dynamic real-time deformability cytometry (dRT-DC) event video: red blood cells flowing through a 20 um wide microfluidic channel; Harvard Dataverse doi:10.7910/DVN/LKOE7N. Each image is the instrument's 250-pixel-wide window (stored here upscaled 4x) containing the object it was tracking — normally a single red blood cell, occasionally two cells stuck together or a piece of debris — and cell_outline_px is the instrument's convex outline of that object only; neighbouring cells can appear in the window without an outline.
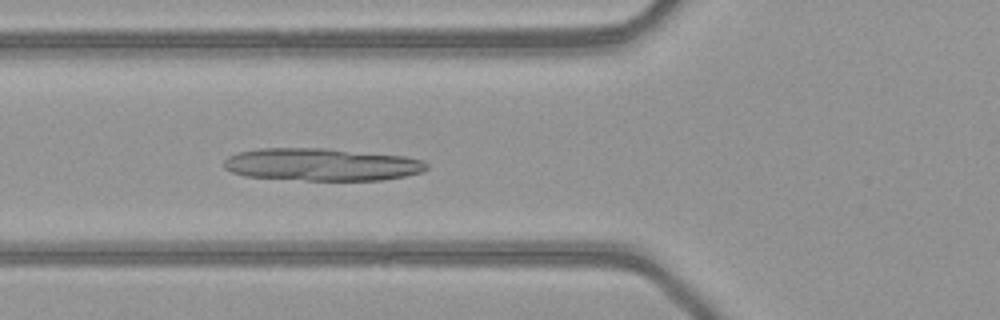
{"species": "common noctule bat (a hibernating species)", "species_latin": "Nyctalus noctula", "temperature_condition": "warm", "stored_images_in_passage": 40, "camera_frame_rate_fps": 3000, "um_per_image_px": 0.085, "animal": {"sex": "female", "body_mass_g": 21.9}, "frame": {"image": 1, "passage_image": 9, "time_ms": 2.667, "image_size_px": [1000, 320], "cell_outline_px": [[428, 168], [420, 172], [404, 176], [380, 180], [304, 180], [244, 176], [232, 172], [224, 168], [224, 160], [228, 156], [240, 152], [260, 148], [324, 148], [404, 156], [420, 160], [428, 164]], "centroid_in_image_um": [27.3, 13.98], "position_along_channel_um": 98.5, "area_um2": 38.21}}
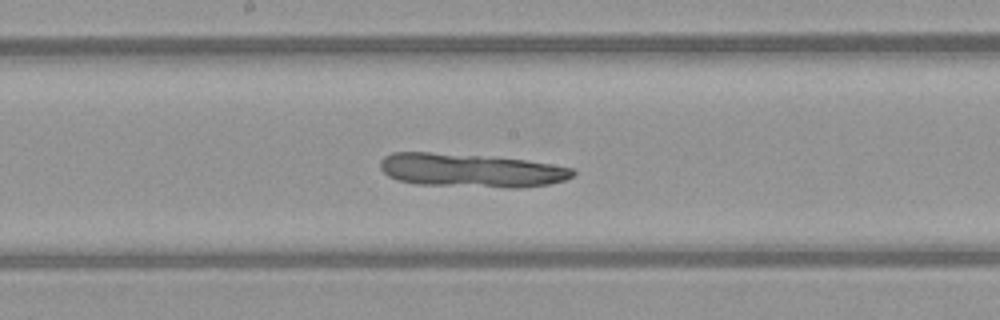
{"frame": {"image": 2, "passage_image": 17, "time_ms": 5.333, "image_size_px": [1000, 320], "cell_outline_px": [[576, 172], [572, 176], [564, 180], [548, 184], [520, 188], [504, 188], [416, 184], [396, 180], [388, 176], [380, 168], [380, 160], [384, 156], [392, 152], [428, 152], [480, 156], [524, 160], [572, 168]], "centroid_in_image_um": [39.97, 14.49], "position_along_channel_um": 208.2, "area_um2": 37.63}}
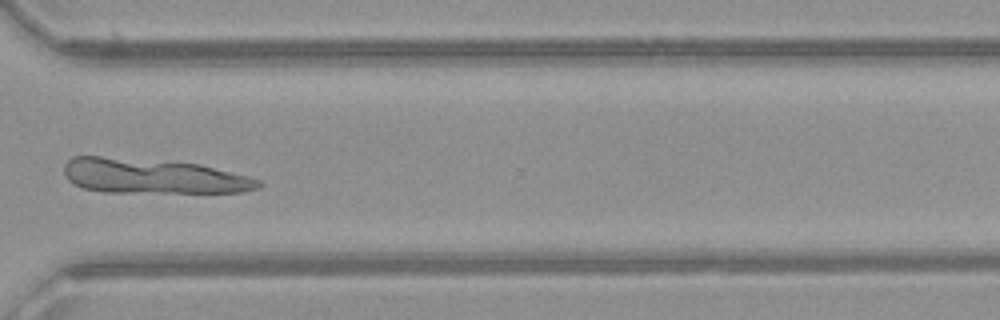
{"frame": {"image": 3, "passage_image": 28, "time_ms": 9.0, "image_size_px": [1000, 320], "cell_outline_px": [[264, 184], [260, 188], [244, 192], [104, 192], [84, 188], [68, 180], [64, 172], [64, 164], [72, 156], [100, 156], [200, 164], [248, 176], [260, 180]], "centroid_in_image_um": [13.02, 14.98], "position_along_channel_um": 357.6, "area_um2": 39.3}}